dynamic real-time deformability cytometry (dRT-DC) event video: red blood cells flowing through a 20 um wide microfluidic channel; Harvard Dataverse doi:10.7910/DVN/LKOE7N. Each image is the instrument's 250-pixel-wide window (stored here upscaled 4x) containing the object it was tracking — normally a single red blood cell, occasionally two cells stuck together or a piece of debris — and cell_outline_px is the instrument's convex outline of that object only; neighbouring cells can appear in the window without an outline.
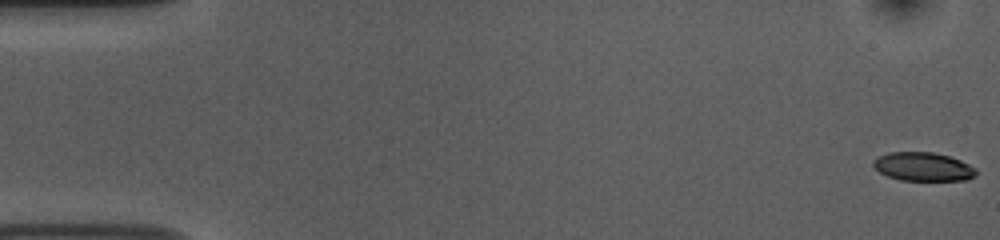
{"species": "common noctule bat (a hibernating species)", "species_latin": "Nyctalus noctula", "temperature_condition": "room temperature", "stored_images_in_passage": 54, "camera_frame_rate_fps": 3000, "um_per_image_px": 0.085, "animal": {"sex": "female", "body_mass_g": 10.0, "forearm_length_mm": 53.1}, "frame": {"image": 1, "passage_image": 1, "time_ms": 0.0, "image_size_px": [1000, 240], "cell_outline_px": [[976, 176], [968, 180], [900, 180], [888, 176], [880, 172], [872, 164], [872, 160], [888, 152], [932, 152], [948, 156], [960, 160], [976, 168]], "centroid_in_image_um": [78.47, 14.17], "position_along_channel_um": 6.5, "area_um2": 17.11}}
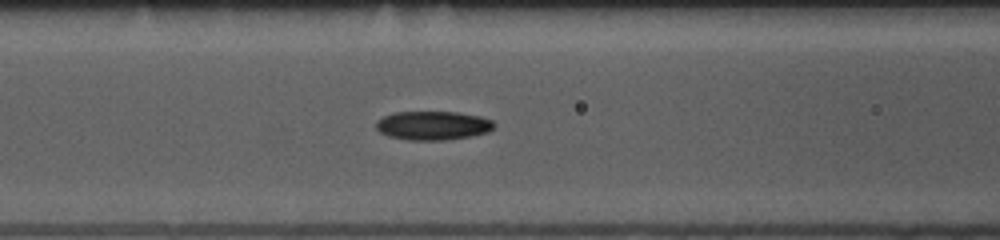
{"frame": {"image": 2, "passage_image": 22, "time_ms": 7.0, "image_size_px": [1000, 240], "cell_outline_px": [[496, 124], [488, 132], [472, 136], [444, 140], [408, 140], [388, 136], [380, 132], [376, 128], [376, 120], [392, 112], [456, 112], [480, 116], [492, 120]], "centroid_in_image_um": [36.79, 10.67], "position_along_channel_um": 129.8, "area_um2": 19.94}}
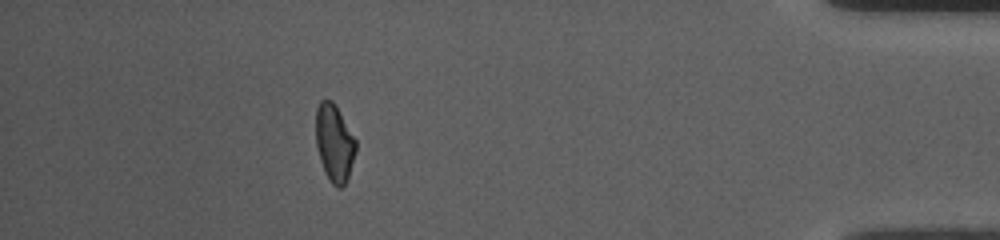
{"frame": {"image": 3, "passage_image": 48, "time_ms": 15.667, "image_size_px": [1000, 240], "cell_outline_px": [[356, 152], [348, 176], [344, 184], [340, 188], [336, 188], [332, 184], [324, 172], [320, 160], [316, 144], [316, 108], [320, 100], [332, 100], [356, 140]], "centroid_in_image_um": [28.41, 12.17], "position_along_channel_um": 406.8, "area_um2": 17.86}, "authors_computed_cell_mechanics": {"area_um2": 18.4382, "velocity_mm_per_s": 3.7717, "shape_relaxation_time_tau1_ms": 4.7229, "shape_relaxation_time_tau2_ms": 9.4745, "deformation_change_tau1": 0.1569, "deformation_change_tau2": 0.1601}}